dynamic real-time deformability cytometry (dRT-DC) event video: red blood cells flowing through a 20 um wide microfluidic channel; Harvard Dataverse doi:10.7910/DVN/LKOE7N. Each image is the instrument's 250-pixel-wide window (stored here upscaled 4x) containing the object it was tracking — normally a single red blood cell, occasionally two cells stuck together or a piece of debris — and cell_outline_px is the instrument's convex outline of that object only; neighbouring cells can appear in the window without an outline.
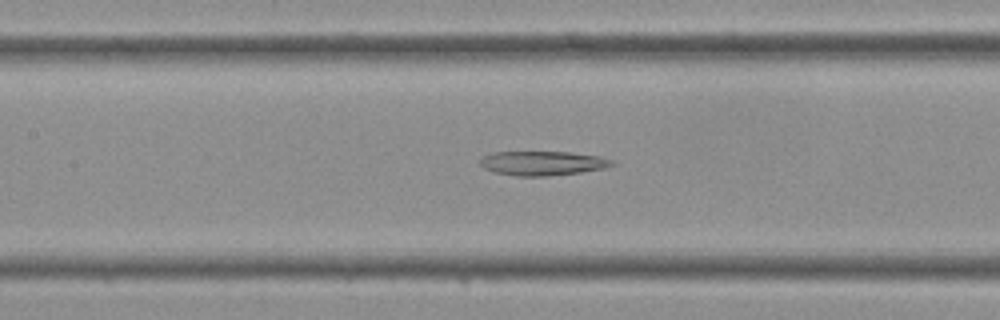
{"species": "Egyptian fruit bat (a non-hibernating species)", "species_latin": "Rousettus aegyptiacus", "temperature_condition": "cold", "stored_images_in_passage": 41, "camera_frame_rate_fps": 3000, "um_per_image_px": 0.085, "frame": {"image": 1, "passage_image": 19, "time_ms": 6.0, "image_size_px": [1000, 320], "cell_outline_px": [[616, 164], [604, 168], [580, 172], [548, 176], [516, 176], [492, 172], [484, 168], [480, 164], [480, 160], [484, 156], [492, 152], [572, 152], [600, 156], [612, 160]], "centroid_in_image_um": [46.11, 13.87], "position_along_channel_um": 161.3, "area_um2": 18.73}}
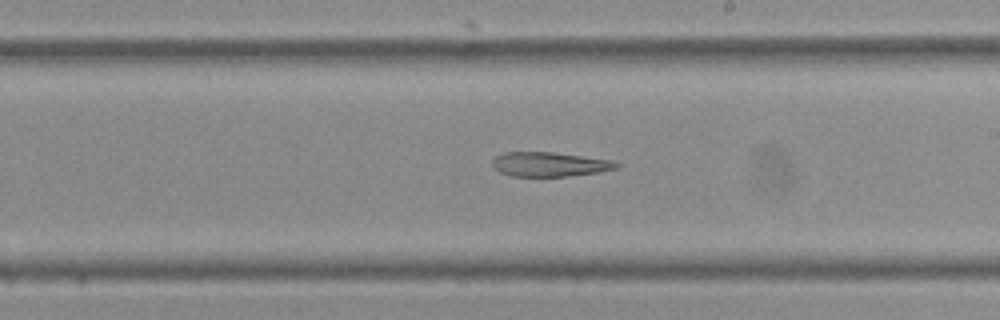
{"frame": {"image": 2, "passage_image": 24, "time_ms": 7.667, "image_size_px": [1000, 320], "cell_outline_px": [[620, 164], [616, 168], [600, 172], [568, 176], [512, 176], [500, 172], [492, 164], [492, 160], [496, 156], [504, 152], [552, 152], [612, 160]], "centroid_in_image_um": [46.71, 13.96], "position_along_channel_um": 242.3, "area_um2": 17.51}}
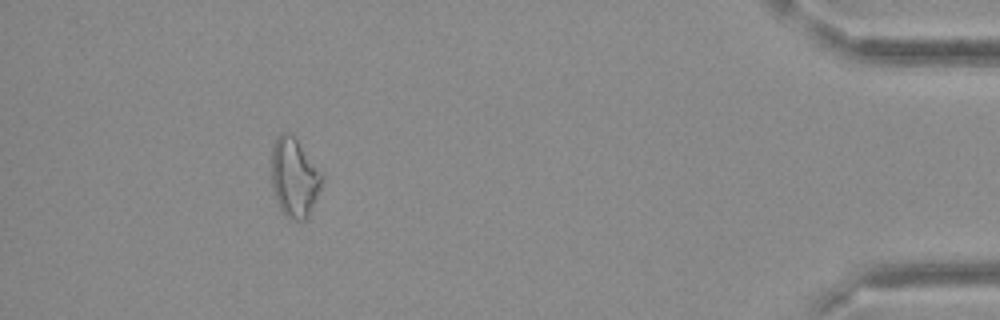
{"frame": {"image": 3, "passage_image": 38, "time_ms": 12.333, "image_size_px": [1000, 320], "cell_outline_px": [[324, 180], [308, 220], [296, 220], [288, 216], [280, 208], [276, 200], [272, 188], [272, 144], [276, 136], [280, 132], [292, 132], [324, 172]], "centroid_in_image_um": [25.06, 15.03], "position_along_channel_um": 410.1, "area_um2": 24.04}}